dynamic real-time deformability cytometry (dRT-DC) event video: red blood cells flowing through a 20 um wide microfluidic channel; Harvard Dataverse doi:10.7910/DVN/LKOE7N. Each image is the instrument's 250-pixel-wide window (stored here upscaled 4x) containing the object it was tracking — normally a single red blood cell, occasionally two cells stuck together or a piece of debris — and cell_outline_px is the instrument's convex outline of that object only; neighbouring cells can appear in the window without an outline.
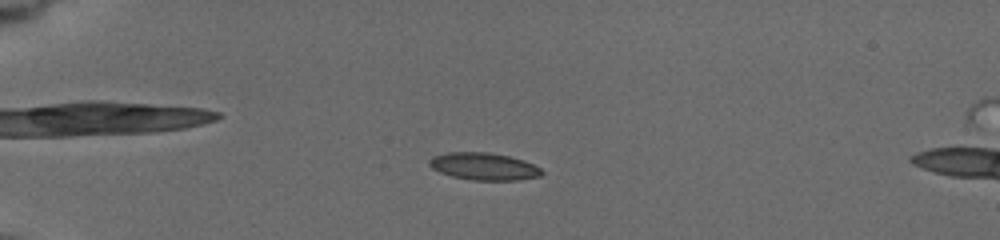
{"species": "common noctule bat (a hibernating species)", "species_latin": "Nyctalus noctula", "temperature_condition": "cold", "stored_images_in_passage": 63, "camera_frame_rate_fps": 3000, "um_per_image_px": 0.085, "animal": {"sex": "female", "body_mass_g": 19.5, "forearm_length_mm": 54.1}, "frame": {"image": 1, "passage_image": 16, "time_ms": 5.0, "image_size_px": [1000, 240], "cell_outline_px": [[544, 172], [540, 176], [516, 180], [472, 180], [452, 176], [440, 172], [432, 168], [428, 164], [428, 160], [432, 156], [448, 152], [488, 152], [508, 156], [524, 160], [540, 168]], "centroid_in_image_um": [41.1, 14.14], "position_along_channel_um": 43.9, "area_um2": 17.86}}
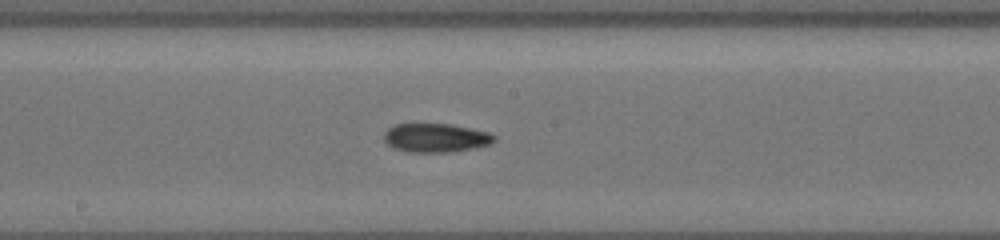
{"frame": {"image": 2, "passage_image": 35, "time_ms": 10.667, "image_size_px": [1000, 240], "cell_outline_px": [[496, 140], [488, 144], [476, 148], [452, 152], [408, 152], [392, 148], [384, 140], [384, 132], [388, 128], [396, 124], [448, 124], [488, 132], [496, 136]], "centroid_in_image_um": [37.02, 11.73], "position_along_channel_um": 211.2, "area_um2": 18.5}}
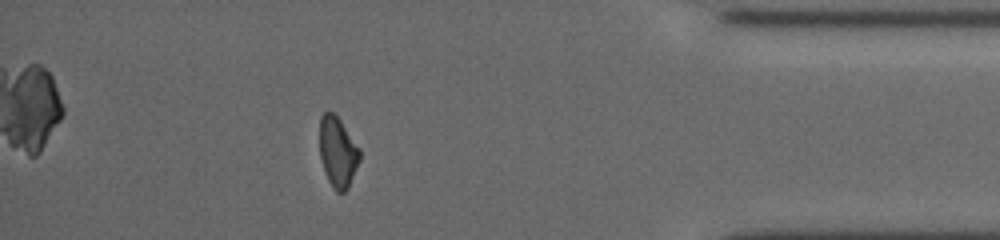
{"frame": {"image": 3, "passage_image": 56, "time_ms": 16.667, "image_size_px": [1000, 240], "cell_outline_px": [[360, 160], [348, 188], [344, 192], [336, 192], [332, 188], [324, 172], [320, 156], [320, 116], [324, 112], [332, 112], [340, 120], [360, 148]], "centroid_in_image_um": [28.71, 12.94], "position_along_channel_um": 406.5, "area_um2": 16.47}, "authors_computed_cell_mechanics": {"area_um2": 17.3978, "velocity_mm_per_s": 3.7645, "shape_relaxation_time_tau1_ms": 6.995, "shape_relaxation_time_tau2_ms": null, "deformation_change_tau1": 0.1642, "deformation_change_tau2": null}}